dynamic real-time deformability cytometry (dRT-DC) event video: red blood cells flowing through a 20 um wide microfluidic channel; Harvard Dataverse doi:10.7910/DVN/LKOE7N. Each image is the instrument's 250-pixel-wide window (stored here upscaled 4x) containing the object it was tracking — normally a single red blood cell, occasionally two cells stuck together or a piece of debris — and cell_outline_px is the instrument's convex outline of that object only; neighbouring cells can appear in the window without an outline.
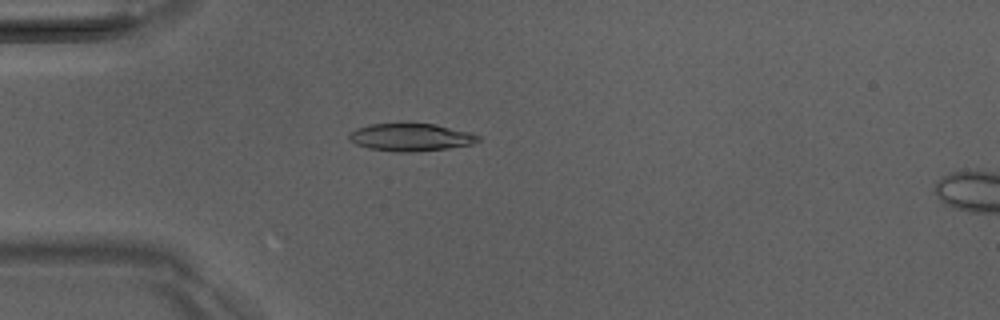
{"species": "Egyptian fruit bat (a non-hibernating species)", "species_latin": "Rousettus aegyptiacus", "temperature_condition": "room temperature", "stored_images_in_passage": 51, "camera_frame_rate_fps": 3000, "um_per_image_px": 0.085, "animal": {"sex": "male"}, "frame": {"image": 1, "passage_image": 15, "time_ms": 4.667, "image_size_px": [1000, 320], "cell_outline_px": [[480, 140], [472, 144], [448, 148], [408, 152], [396, 152], [368, 148], [356, 144], [348, 140], [348, 136], [356, 128], [368, 124], [436, 124], [468, 132], [480, 136]], "centroid_in_image_um": [34.89, 11.67], "position_along_channel_um": 50.1, "area_um2": 20.58}}
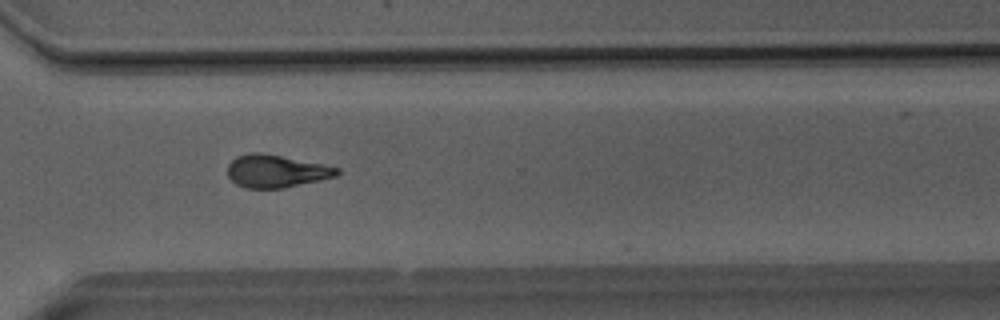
{"frame": {"image": 2, "passage_image": 38, "time_ms": 12.333, "image_size_px": [1000, 320], "cell_outline_px": [[340, 172], [336, 176], [320, 180], [284, 188], [244, 188], [236, 184], [228, 176], [228, 164], [236, 156], [248, 152], [260, 152], [340, 168]], "centroid_in_image_um": [23.43, 14.55], "position_along_channel_um": 347.2, "area_um2": 20.69}}
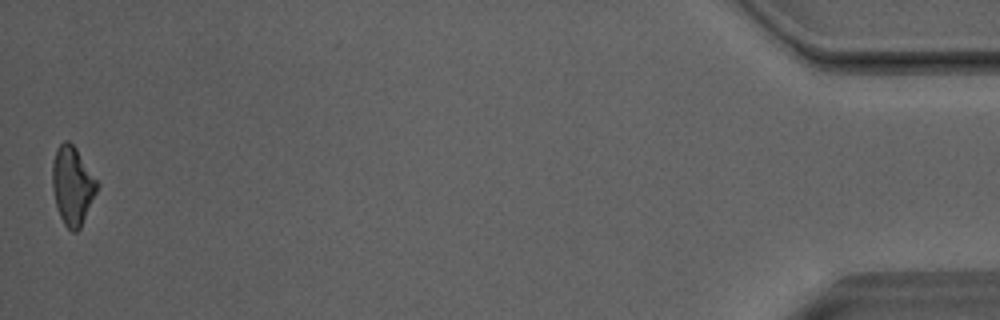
{"frame": {"image": 3, "passage_image": 51, "time_ms": 16.667, "image_size_px": [1000, 320], "cell_outline_px": [[100, 184], [80, 228], [76, 232], [72, 232], [64, 224], [56, 208], [52, 188], [52, 164], [56, 148], [64, 140], [68, 140], [76, 148]], "centroid_in_image_um": [6.15, 15.77], "position_along_channel_um": 429.1, "area_um2": 20.52}, "authors_computed_cell_mechanics": {"area_um2": 20.9236, "velocity_mm_per_s": 4.0646, "shape_relaxation_time_tau1_ms": 8.6023, "shape_relaxation_time_tau2_ms": 4.1771, "deformation_change_tau1": 0.2238, "deformation_change_tau2": 0.1273}}